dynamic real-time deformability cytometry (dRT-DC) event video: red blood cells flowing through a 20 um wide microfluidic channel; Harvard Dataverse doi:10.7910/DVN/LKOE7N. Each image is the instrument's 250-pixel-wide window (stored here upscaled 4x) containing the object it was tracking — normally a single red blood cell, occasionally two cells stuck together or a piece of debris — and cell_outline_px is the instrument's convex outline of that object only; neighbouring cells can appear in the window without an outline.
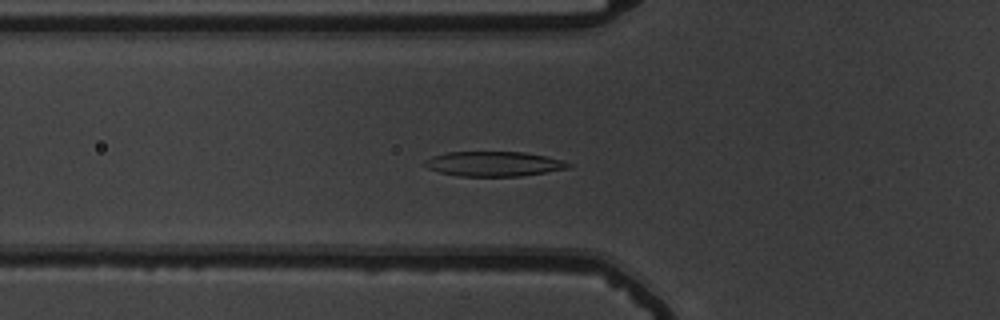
{"species": "common noctule bat (a hibernating species)", "species_latin": "Nyctalus noctula", "temperature_condition": "warm", "stored_images_in_passage": 54, "camera_frame_rate_fps": 3000, "um_per_image_px": 0.085, "animal": {"sex": "male", "body_mass_g": 19.5, "forearm_length_mm": 54.6}, "frame": {"image": 1, "passage_image": 19, "time_ms": 6.0, "image_size_px": [1000, 320], "cell_outline_px": [[572, 168], [520, 176], [456, 176], [440, 172], [428, 168], [420, 164], [424, 160], [432, 156], [448, 152], [524, 152], [564, 160], [572, 164]], "centroid_in_image_um": [41.96, 13.93], "position_along_channel_um": 83.8, "area_um2": 20.92}}
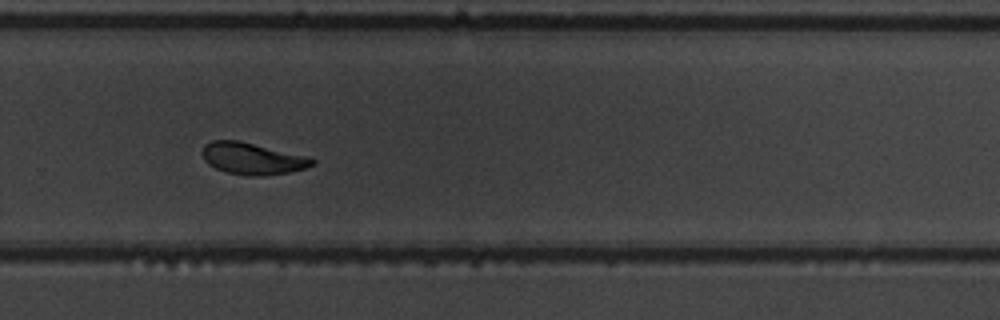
{"frame": {"image": 2, "passage_image": 37, "time_ms": 12.0, "image_size_px": [1000, 320], "cell_outline_px": [[316, 164], [304, 168], [288, 172], [264, 176], [248, 176], [228, 172], [216, 168], [208, 164], [204, 160], [204, 144], [212, 140], [240, 140], [308, 156], [316, 160]], "centroid_in_image_um": [21.49, 13.47], "position_along_channel_um": 308.3, "area_um2": 20.35}}
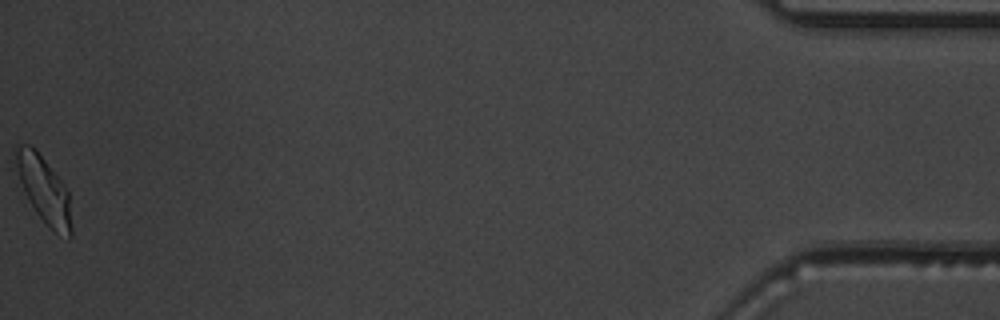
{"frame": {"image": 3, "passage_image": 54, "time_ms": 17.667, "image_size_px": [1000, 320], "cell_outline_px": [[72, 236], [68, 240], [44, 224], [36, 212], [24, 192], [20, 180], [12, 148], [16, 144], [32, 144], [36, 148], [60, 180], [68, 192], [72, 228]], "centroid_in_image_um": [3.72, 16.11], "position_along_channel_um": 431.5, "area_um2": 21.73}, "authors_computed_cell_mechanics": {"area_um2": 21.1259, "velocity_mm_per_s": 3.7418, "shape_relaxation_time_tau1_ms": 3.3667, "shape_relaxation_time_tau2_ms": 1.5284, "deformation_change_tau1": 0.1566, "deformation_change_tau2": 0.0762}}